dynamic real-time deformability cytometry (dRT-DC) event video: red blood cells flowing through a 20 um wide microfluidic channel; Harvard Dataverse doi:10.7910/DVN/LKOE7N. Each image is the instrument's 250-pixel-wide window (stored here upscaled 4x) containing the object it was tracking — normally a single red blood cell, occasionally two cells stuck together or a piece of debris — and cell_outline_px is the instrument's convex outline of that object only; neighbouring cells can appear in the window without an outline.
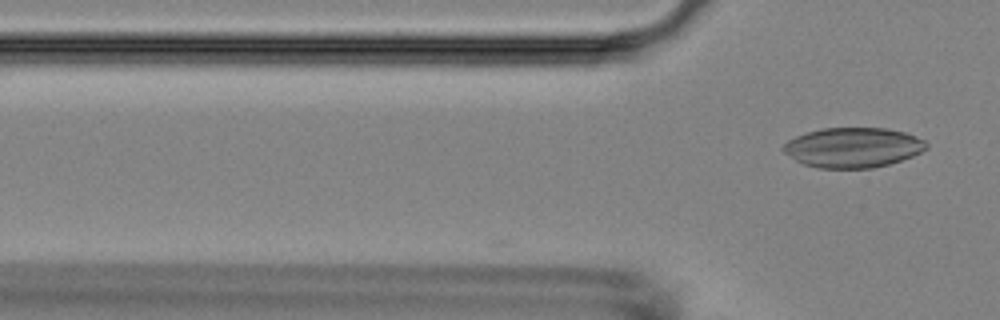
{"species": "Egyptian fruit bat (a non-hibernating species)", "species_latin": "Rousettus aegyptiacus", "temperature_condition": "room temperature", "stored_images_in_passage": 3, "camera_frame_rate_fps": 3000, "um_per_image_px": 0.085, "animal": {"sex": "female"}, "frame": {"image": 1, "passage_image": 3, "time_ms": 0.667, "image_size_px": [1000, 320], "cell_outline_px": [[928, 148], [912, 156], [888, 164], [872, 168], [816, 168], [804, 164], [796, 160], [784, 152], [780, 148], [788, 140], [796, 136], [820, 128], [884, 128], [904, 132], [916, 136], [924, 140], [928, 144]], "centroid_in_image_um": [72.49, 12.54], "position_along_channel_um": 53.3, "area_um2": 33.23}}